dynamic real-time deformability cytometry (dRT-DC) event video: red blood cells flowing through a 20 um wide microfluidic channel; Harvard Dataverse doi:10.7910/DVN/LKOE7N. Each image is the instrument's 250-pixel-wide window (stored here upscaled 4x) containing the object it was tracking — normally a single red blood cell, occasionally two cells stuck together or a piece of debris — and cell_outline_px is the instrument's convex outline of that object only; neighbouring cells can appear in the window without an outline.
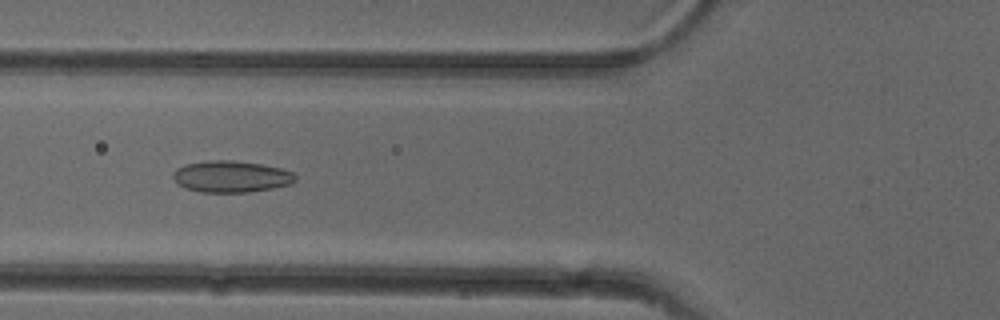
{"species": "common noctule bat (a hibernating species)", "species_latin": "Nyctalus noctula", "temperature_condition": "cold", "stored_images_in_passage": 50, "camera_frame_rate_fps": 3000, "um_per_image_px": 0.085, "animal": {"sex": "female"}, "frame": {"image": 1, "passage_image": 18, "time_ms": 5.667, "image_size_px": [1000, 320], "cell_outline_px": [[296, 180], [292, 184], [272, 188], [248, 192], [200, 192], [184, 188], [172, 176], [172, 172], [176, 168], [184, 164], [212, 160], [232, 160], [260, 164], [280, 168], [292, 172], [296, 176]], "centroid_in_image_um": [19.64, 15.01], "position_along_channel_um": 106.2, "area_um2": 22.48}}
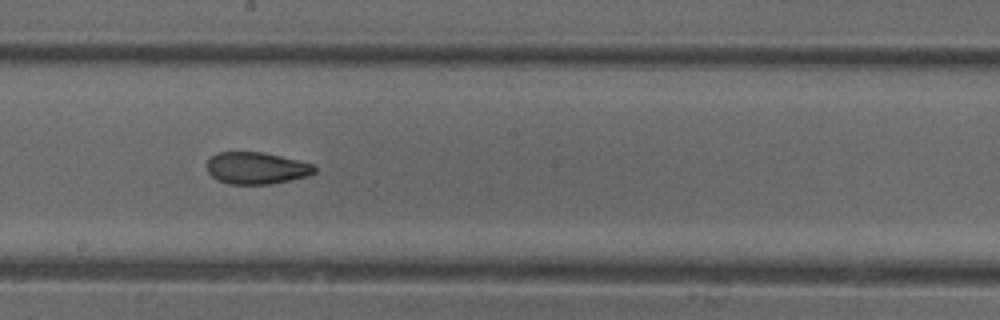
{"frame": {"image": 2, "passage_image": 27, "time_ms": 8.667, "image_size_px": [1000, 320], "cell_outline_px": [[316, 172], [308, 176], [272, 184], [228, 184], [216, 180], [208, 172], [208, 160], [216, 152], [264, 152], [316, 164]], "centroid_in_image_um": [21.83, 14.29], "position_along_channel_um": 226.4, "area_um2": 20.23}}
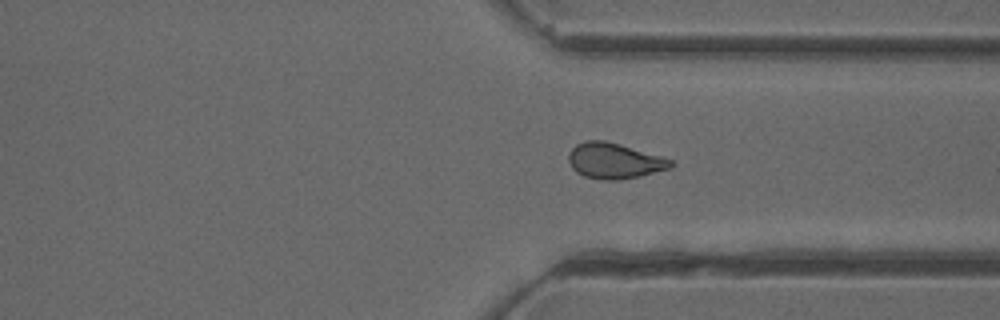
{"frame": {"image": 3, "passage_image": 37, "time_ms": 12.0, "image_size_px": [1000, 320], "cell_outline_px": [[676, 164], [672, 168], [640, 176], [616, 180], [600, 180], [584, 176], [576, 172], [572, 168], [568, 160], [568, 152], [576, 144], [584, 140], [604, 140], [620, 144], [660, 156], [672, 160]], "centroid_in_image_um": [52.2, 13.67], "position_along_channel_um": 359.2, "area_um2": 21.39}, "authors_computed_cell_mechanics": {"area_um2": 21.2993, "velocity_mm_per_s": 3.9938, "shape_relaxation_time_tau1_ms": null, "shape_relaxation_time_tau2_ms": 2.2181, "deformation_change_tau1": null, "deformation_change_tau2": 0.0827}}